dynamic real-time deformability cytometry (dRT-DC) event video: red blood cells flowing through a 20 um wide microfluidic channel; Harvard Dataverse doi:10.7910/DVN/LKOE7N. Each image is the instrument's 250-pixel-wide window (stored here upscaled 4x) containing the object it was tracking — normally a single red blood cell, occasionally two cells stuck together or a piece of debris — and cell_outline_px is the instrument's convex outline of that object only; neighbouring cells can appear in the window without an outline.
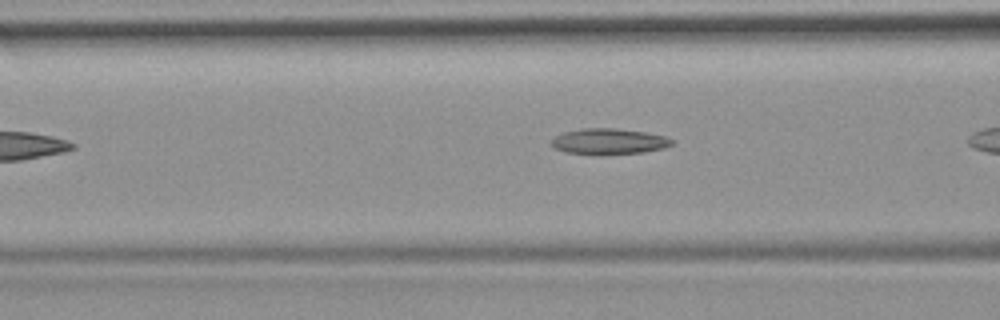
{"species": "common noctule bat (a hibernating species)", "species_latin": "Nyctalus noctula", "temperature_condition": "room temperature", "stored_images_in_passage": 6, "camera_frame_rate_fps": 3000, "um_per_image_px": 0.085, "animal": {"sex": "female", "body_mass_g": 19.9}, "frame": {"image": 1, "passage_image": 5, "time_ms": 1.333, "image_size_px": [1000, 320], "cell_outline_px": [[672, 144], [664, 148], [644, 152], [568, 152], [552, 148], [552, 140], [556, 136], [564, 132], [580, 128], [616, 128], [644, 132], [664, 136], [672, 140]], "centroid_in_image_um": [51.75, 11.97], "position_along_channel_um": 114.8, "area_um2": 17.22}}